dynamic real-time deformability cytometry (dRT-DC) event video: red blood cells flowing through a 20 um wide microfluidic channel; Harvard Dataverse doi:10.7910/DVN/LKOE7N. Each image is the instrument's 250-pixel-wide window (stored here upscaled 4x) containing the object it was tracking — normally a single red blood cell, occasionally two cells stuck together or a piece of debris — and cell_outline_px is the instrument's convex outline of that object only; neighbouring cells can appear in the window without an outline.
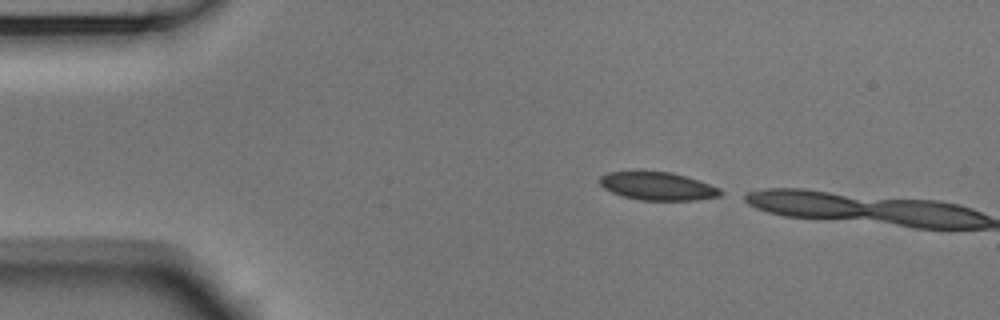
{"species": "Egyptian fruit bat (a non-hibernating species)", "species_latin": "Rousettus aegyptiacus", "temperature_condition": "room temperature", "stored_images_in_passage": 3, "camera_frame_rate_fps": 3000, "um_per_image_px": 0.085, "animal": {"sex": "male"}, "frame": {"image": 1, "passage_image": 1, "time_ms": 0.0, "image_size_px": [1000, 320], "cell_outline_px": [[728, 192], [720, 196], [696, 200], [640, 200], [620, 196], [604, 188], [600, 184], [600, 176], [608, 172], [672, 172], [720, 188]], "centroid_in_image_um": [55.93, 15.84], "position_along_channel_um": 29.1, "area_um2": 19.65}}